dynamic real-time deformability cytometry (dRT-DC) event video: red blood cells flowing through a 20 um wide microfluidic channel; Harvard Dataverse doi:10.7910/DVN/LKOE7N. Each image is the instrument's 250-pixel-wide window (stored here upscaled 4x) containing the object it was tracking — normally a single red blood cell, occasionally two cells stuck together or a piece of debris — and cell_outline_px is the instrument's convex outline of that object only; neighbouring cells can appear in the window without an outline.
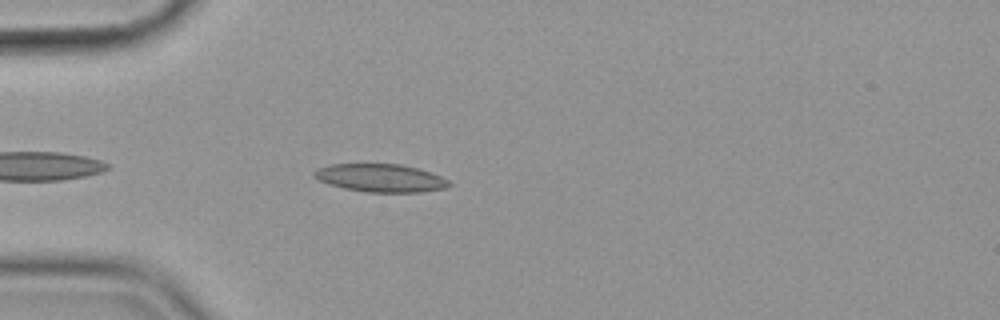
{"species": "common noctule bat (a hibernating species)", "species_latin": "Nyctalus noctula", "temperature_condition": "cold", "stored_images_in_passage": 44, "camera_frame_rate_fps": 3000, "um_per_image_px": 0.085, "animal": {"sex": "female", "body_mass_g": 19.9}, "frame": {"image": 1, "passage_image": 4, "time_ms": 1.0, "image_size_px": [1000, 320], "cell_outline_px": [[452, 184], [444, 188], [424, 192], [364, 192], [344, 188], [328, 184], [312, 176], [312, 172], [316, 168], [328, 164], [400, 164], [416, 168], [440, 176], [448, 180]], "centroid_in_image_um": [32.29, 15.13], "position_along_channel_um": 52.7, "area_um2": 22.02}}
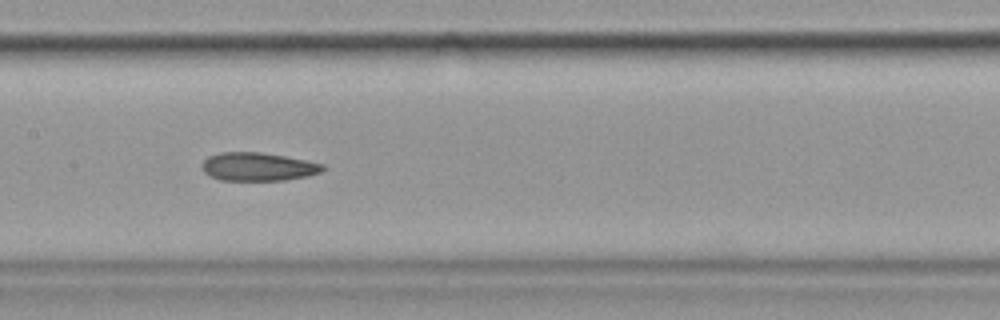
{"frame": {"image": 2, "passage_image": 16, "time_ms": 5.0, "image_size_px": [1000, 320], "cell_outline_px": [[324, 172], [308, 176], [284, 180], [220, 180], [208, 176], [204, 172], [200, 164], [208, 156], [220, 152], [260, 152], [284, 156], [324, 164]], "centroid_in_image_um": [21.91, 14.17], "position_along_channel_um": 185.5, "area_um2": 20.06}}
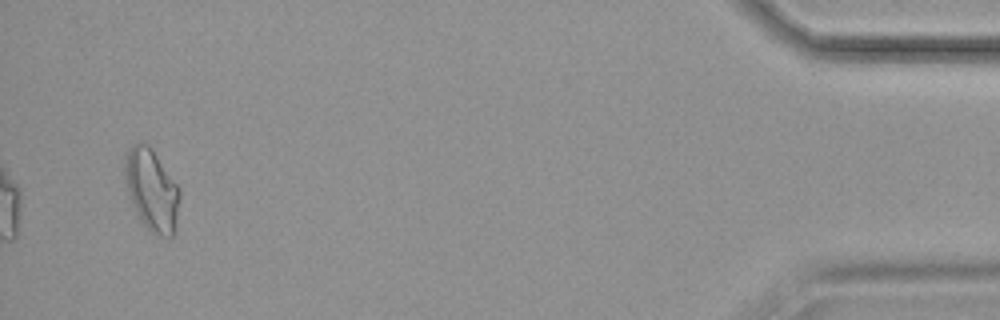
{"frame": {"image": 3, "passage_image": 42, "time_ms": 13.667, "image_size_px": [1000, 320], "cell_outline_px": [[180, 196], [176, 232], [172, 236], [160, 236], [152, 232], [140, 220], [132, 204], [128, 192], [124, 176], [124, 168], [128, 148], [132, 144], [140, 140], [148, 144], [152, 148], [180, 188]], "centroid_in_image_um": [12.91, 16.12], "position_along_channel_um": 422.3, "area_um2": 26.41}, "authors_computed_cell_mechanics": {"area_um2": 21.1259, "velocity_mm_per_s": 3.5954, "shape_relaxation_time_tau1_ms": null, "shape_relaxation_time_tau2_ms": 4.1119, "deformation_change_tau1": null, "deformation_change_tau2": 0.1166}}